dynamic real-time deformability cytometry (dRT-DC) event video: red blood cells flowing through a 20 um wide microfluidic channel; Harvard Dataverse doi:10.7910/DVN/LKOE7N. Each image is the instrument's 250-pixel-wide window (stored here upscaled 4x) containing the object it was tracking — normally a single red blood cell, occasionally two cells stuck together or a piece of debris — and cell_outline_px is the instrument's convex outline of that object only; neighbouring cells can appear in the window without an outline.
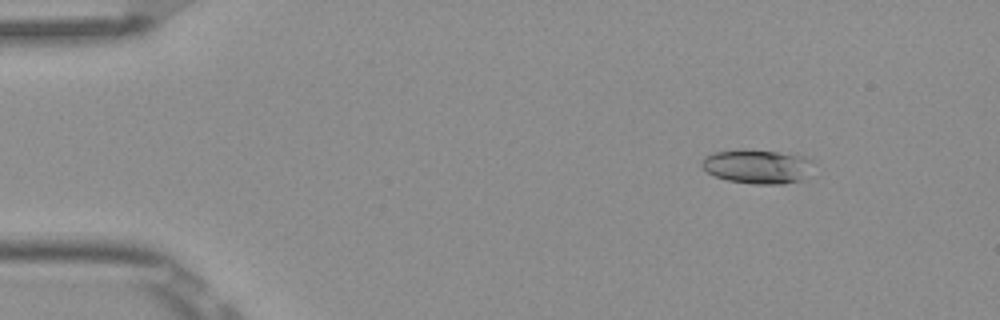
{"species": "Egyptian fruit bat (a non-hibernating species)", "species_latin": "Rousettus aegyptiacus", "temperature_condition": "room temperature", "stored_images_in_passage": 4, "camera_frame_rate_fps": 3000, "um_per_image_px": 0.085, "frame": {"image": 1, "passage_image": 2, "time_ms": 0.333, "image_size_px": [1000, 320], "cell_outline_px": [[812, 176], [804, 180], [784, 184], [756, 184], [728, 180], [716, 176], [708, 172], [700, 164], [704, 156], [712, 152], [776, 152], [804, 156], [812, 160]], "centroid_in_image_um": [64.47, 14.2], "position_along_channel_um": 20.5, "area_um2": 21.73}}